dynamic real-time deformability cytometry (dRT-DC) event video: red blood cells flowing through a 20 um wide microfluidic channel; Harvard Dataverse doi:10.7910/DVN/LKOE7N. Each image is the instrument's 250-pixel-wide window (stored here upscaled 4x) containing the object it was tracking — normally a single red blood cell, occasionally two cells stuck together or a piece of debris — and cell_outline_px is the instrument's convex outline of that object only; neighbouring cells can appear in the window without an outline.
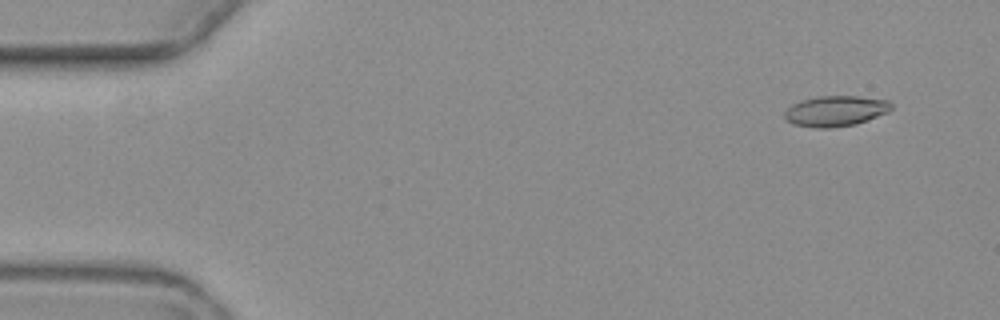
{"species": "common noctule bat (a hibernating species)", "species_latin": "Nyctalus noctula", "temperature_condition": "warm", "stored_images_in_passage": 5, "camera_frame_rate_fps": 3000, "um_per_image_px": 0.085, "animal": {"sex": "female", "body_mass_g": 19.3, "forearm_length_mm": 54.1}, "frame": {"image": 1, "passage_image": 2, "time_ms": 1.0, "image_size_px": [1000, 320], "cell_outline_px": [[892, 108], [888, 112], [856, 124], [828, 128], [816, 128], [792, 124], [784, 116], [784, 112], [792, 104], [800, 100], [820, 96], [856, 96], [888, 100], [892, 104]], "centroid_in_image_um": [71.01, 9.43], "position_along_channel_um": 14.0, "area_um2": 18.96}}
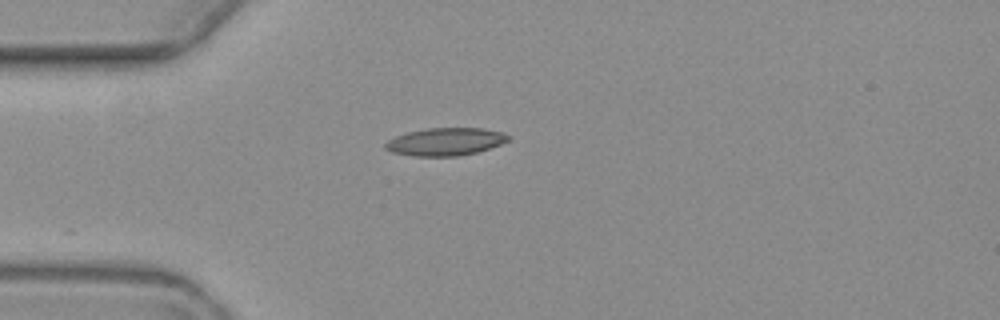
{"frame": {"image": 2, "passage_image": 5, "time_ms": 4.667, "image_size_px": [1000, 320], "cell_outline_px": [[512, 136], [508, 140], [500, 144], [476, 152], [456, 156], [416, 156], [392, 152], [384, 148], [384, 144], [388, 140], [396, 136], [408, 132], [424, 128], [484, 128], [504, 132]], "centroid_in_image_um": [37.87, 12.03], "position_along_channel_um": 47.1, "area_um2": 19.83}}